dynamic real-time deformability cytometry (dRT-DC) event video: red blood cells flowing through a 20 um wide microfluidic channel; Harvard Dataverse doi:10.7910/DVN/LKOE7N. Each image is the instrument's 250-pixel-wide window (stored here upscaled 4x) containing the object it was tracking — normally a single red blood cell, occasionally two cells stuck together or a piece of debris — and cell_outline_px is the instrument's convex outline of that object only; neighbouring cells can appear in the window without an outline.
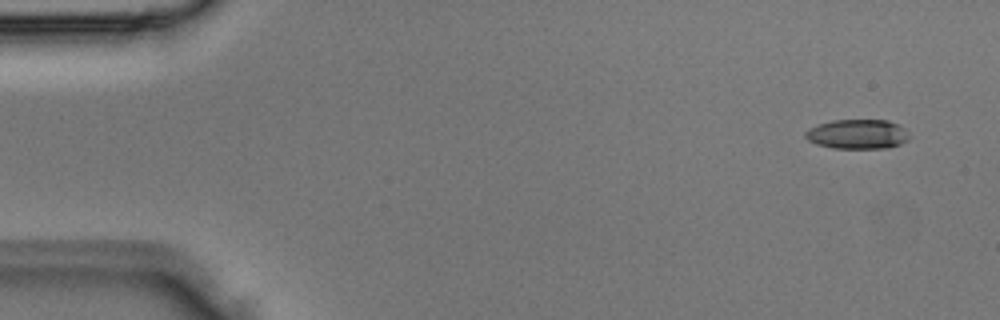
{"species": "Egyptian fruit bat (a non-hibernating species)", "species_latin": "Rousettus aegyptiacus", "temperature_condition": "room temperature", "stored_images_in_passage": 3, "camera_frame_rate_fps": 3000, "um_per_image_px": 0.085, "animal": {"sex": "male"}, "frame": {"image": 1, "passage_image": 1, "time_ms": 0.0, "image_size_px": [1000, 320], "cell_outline_px": [[908, 140], [900, 144], [888, 148], [832, 148], [816, 144], [808, 140], [804, 136], [804, 132], [808, 128], [816, 124], [832, 120], [888, 120], [900, 124], [904, 128], [908, 136]], "centroid_in_image_um": [72.85, 11.39], "position_along_channel_um": 12.1, "area_um2": 18.09}}